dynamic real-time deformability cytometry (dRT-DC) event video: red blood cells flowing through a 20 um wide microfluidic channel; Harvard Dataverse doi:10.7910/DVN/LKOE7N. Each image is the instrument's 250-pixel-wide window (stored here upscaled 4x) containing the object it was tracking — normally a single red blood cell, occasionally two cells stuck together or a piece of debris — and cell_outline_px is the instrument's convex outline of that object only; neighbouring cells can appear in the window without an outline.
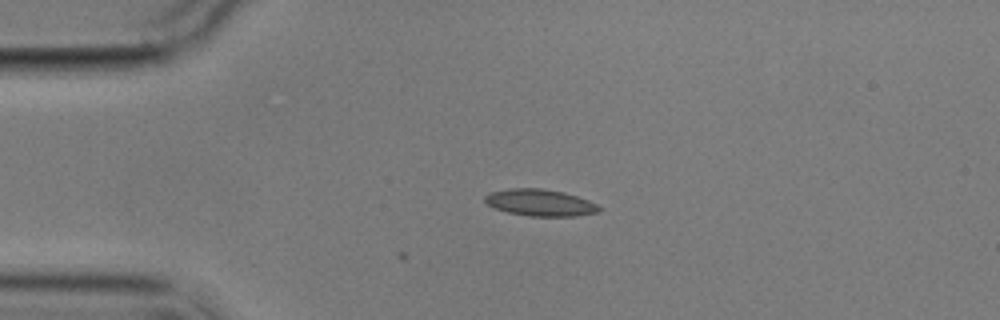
{"species": "common noctule bat (a hibernating species)", "species_latin": "Nyctalus noctula", "temperature_condition": "cold", "stored_images_in_passage": 3, "camera_frame_rate_fps": 3000, "um_per_image_px": 0.085, "animal": {"sex": "male", "body_mass_g": 17.9}, "frame": {"image": 1, "passage_image": 2, "time_ms": 1.333, "image_size_px": [1000, 320], "cell_outline_px": [[600, 212], [576, 216], [528, 216], [508, 212], [496, 208], [488, 204], [484, 200], [484, 196], [492, 192], [508, 188], [540, 188], [564, 192], [588, 200], [596, 204], [600, 208]], "centroid_in_image_um": [45.92, 17.22], "position_along_channel_um": 39.1, "area_um2": 17.69}}